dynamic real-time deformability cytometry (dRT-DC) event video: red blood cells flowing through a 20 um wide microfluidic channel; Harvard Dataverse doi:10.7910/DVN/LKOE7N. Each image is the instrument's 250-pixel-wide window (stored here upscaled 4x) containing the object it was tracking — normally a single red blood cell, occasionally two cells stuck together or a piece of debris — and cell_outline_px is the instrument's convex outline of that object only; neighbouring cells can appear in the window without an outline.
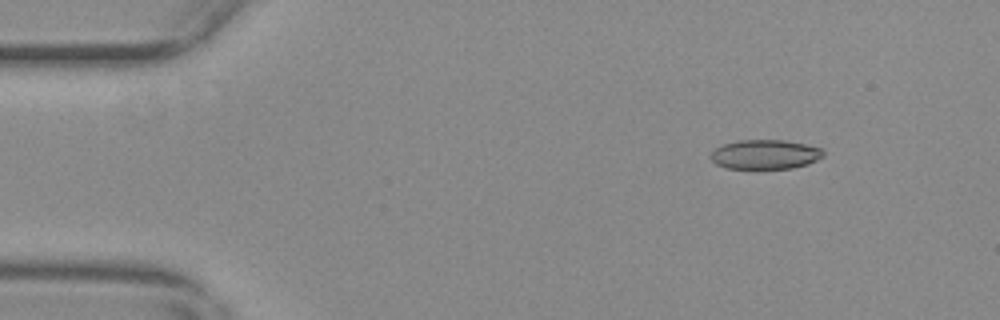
{"species": "common noctule bat (a hibernating species)", "species_latin": "Nyctalus noctula", "temperature_condition": "warm", "stored_images_in_passage": 56, "camera_frame_rate_fps": 3000, "um_per_image_px": 0.085, "animal": {"sex": "female", "body_mass_g": 29.2, "forearm_length_mm": 56.3}, "frame": {"image": 1, "passage_image": 7, "time_ms": 2.0, "image_size_px": [1000, 320], "cell_outline_px": [[824, 156], [808, 164], [792, 168], [728, 168], [716, 164], [712, 160], [712, 152], [716, 148], [724, 144], [740, 140], [784, 140], [804, 144], [820, 148], [824, 152]], "centroid_in_image_um": [65.06, 13.12], "position_along_channel_um": 19.9, "area_um2": 19.02}}
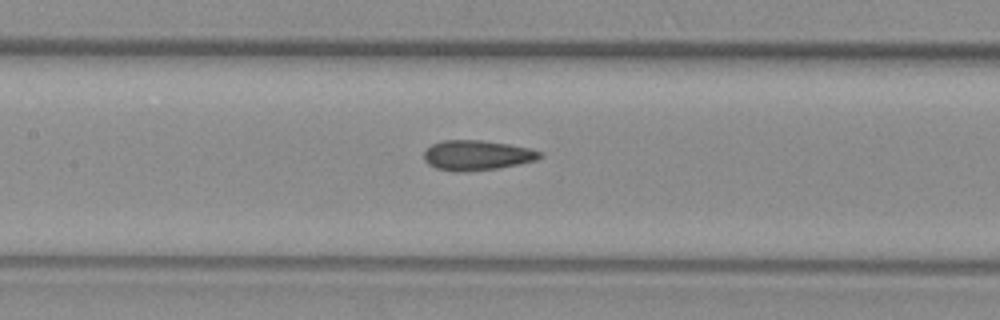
{"frame": {"image": 2, "passage_image": 26, "time_ms": 8.333, "image_size_px": [1000, 320], "cell_outline_px": [[540, 156], [536, 160], [496, 168], [460, 172], [436, 168], [428, 164], [424, 160], [424, 152], [432, 144], [444, 140], [480, 140], [508, 144], [528, 148], [540, 152]], "centroid_in_image_um": [40.48, 13.19], "position_along_channel_um": 166.9, "area_um2": 19.83}}
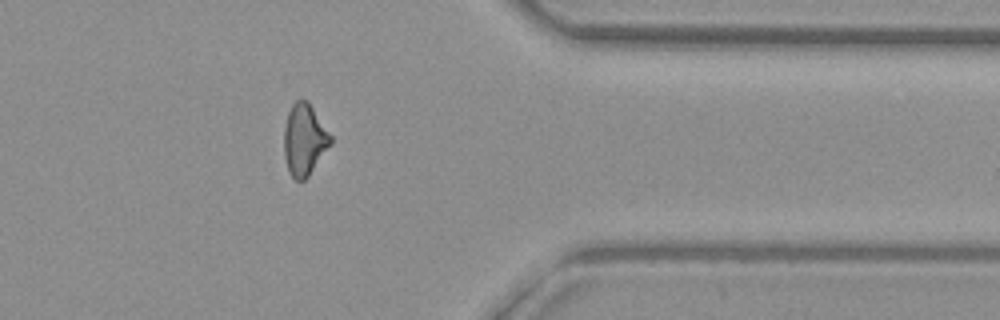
{"frame": {"image": 3, "passage_image": 45, "time_ms": 14.667, "image_size_px": [1000, 320], "cell_outline_px": [[332, 144], [308, 176], [304, 180], [296, 180], [288, 172], [284, 156], [284, 128], [288, 112], [292, 104], [300, 96], [308, 100], [332, 136]], "centroid_in_image_um": [25.87, 11.84], "position_along_channel_um": 385.5, "area_um2": 19.71}, "authors_computed_cell_mechanics": {"area_um2": 19.8543, "velocity_mm_per_s": 3.7208, "shape_relaxation_time_tau1_ms": null, "shape_relaxation_time_tau2_ms": 2.1086, "deformation_change_tau1": null, "deformation_change_tau2": 0.091}}